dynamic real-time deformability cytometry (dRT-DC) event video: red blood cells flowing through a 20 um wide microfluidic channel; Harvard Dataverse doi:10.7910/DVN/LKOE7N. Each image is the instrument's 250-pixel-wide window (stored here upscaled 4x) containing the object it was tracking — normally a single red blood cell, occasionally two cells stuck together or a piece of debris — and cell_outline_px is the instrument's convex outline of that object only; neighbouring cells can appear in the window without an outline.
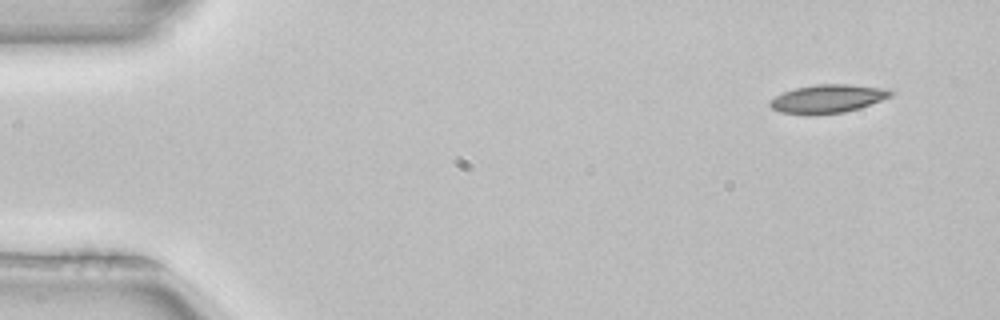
{"species": "common noctule bat (a hibernating species)", "species_latin": "Nyctalus noctula", "temperature_condition": "room temperature", "stored_images_in_passage": 3, "camera_frame_rate_fps": 3000, "um_per_image_px": 0.085, "animal": {"sex": "female", "body_mass_g": 22.7, "forearm_length_mm": 54.2}, "frame": {"image": 1, "passage_image": 1, "time_ms": 0.0, "image_size_px": [1000, 320], "cell_outline_px": [[896, 92], [892, 96], [860, 108], [844, 112], [812, 116], [780, 112], [772, 108], [768, 104], [768, 100], [784, 92], [796, 88], [816, 84], [848, 84], [888, 88]], "centroid_in_image_um": [70.37, 8.4], "position_along_channel_um": 14.6, "area_um2": 20.35}}